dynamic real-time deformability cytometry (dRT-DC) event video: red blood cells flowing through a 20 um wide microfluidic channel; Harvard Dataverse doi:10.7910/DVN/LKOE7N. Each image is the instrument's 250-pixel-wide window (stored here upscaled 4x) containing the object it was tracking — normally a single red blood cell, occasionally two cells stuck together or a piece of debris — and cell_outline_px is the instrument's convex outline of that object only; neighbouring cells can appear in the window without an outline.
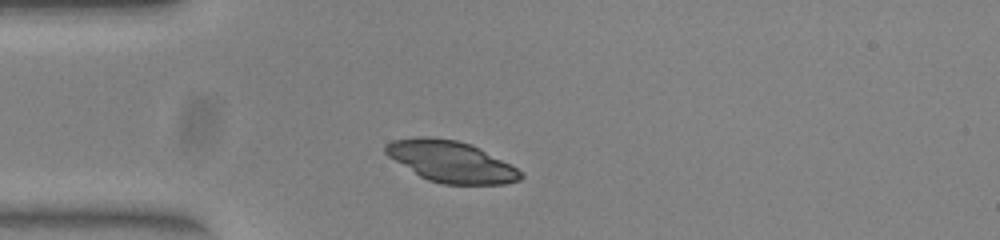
{"species": "common noctule bat (a hibernating species)", "species_latin": "Nyctalus noctula", "temperature_condition": "warm", "stored_images_in_passage": 5, "segment_of_instrument_passage": [3, 4], "camera_frame_rate_fps": 3000, "um_per_image_px": 0.085, "animal": {"sex": "female", "body_mass_g": 23.0, "forearm_length_mm": 53.4}, "frame": {"image": 1, "passage_image": 3, "time_ms": 0.667, "image_size_px": [1000, 240], "cell_outline_px": [[520, 176], [512, 180], [492, 184], [456, 184], [436, 180], [424, 176], [396, 156], [392, 144], [404, 140], [448, 140], [464, 144], [512, 168]], "centroid_in_image_um": [38.47, 13.81], "position_along_channel_um": 46.5, "area_um2": 26.82}}